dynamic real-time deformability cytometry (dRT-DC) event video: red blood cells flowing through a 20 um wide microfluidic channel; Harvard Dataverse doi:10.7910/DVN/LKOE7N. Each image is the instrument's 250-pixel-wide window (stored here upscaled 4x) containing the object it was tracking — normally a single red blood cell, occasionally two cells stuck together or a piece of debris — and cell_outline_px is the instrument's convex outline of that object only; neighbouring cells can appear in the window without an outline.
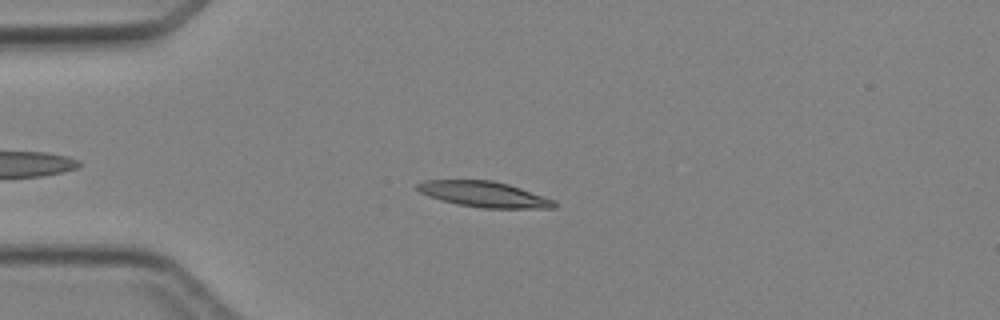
{"species": "Egyptian fruit bat (a non-hibernating species)", "species_latin": "Rousettus aegyptiacus", "temperature_condition": "cold", "stored_images_in_passage": 3, "camera_frame_rate_fps": 3000, "um_per_image_px": 0.085, "animal": {"sex": "female"}, "frame": {"image": 1, "passage_image": 2, "time_ms": 1.333, "image_size_px": [1000, 320], "cell_outline_px": [[556, 208], [484, 208], [460, 204], [440, 200], [420, 192], [416, 188], [416, 184], [424, 180], [492, 180], [508, 184], [556, 200]], "centroid_in_image_um": [41.16, 16.51], "position_along_channel_um": 43.8, "area_um2": 20.35}}